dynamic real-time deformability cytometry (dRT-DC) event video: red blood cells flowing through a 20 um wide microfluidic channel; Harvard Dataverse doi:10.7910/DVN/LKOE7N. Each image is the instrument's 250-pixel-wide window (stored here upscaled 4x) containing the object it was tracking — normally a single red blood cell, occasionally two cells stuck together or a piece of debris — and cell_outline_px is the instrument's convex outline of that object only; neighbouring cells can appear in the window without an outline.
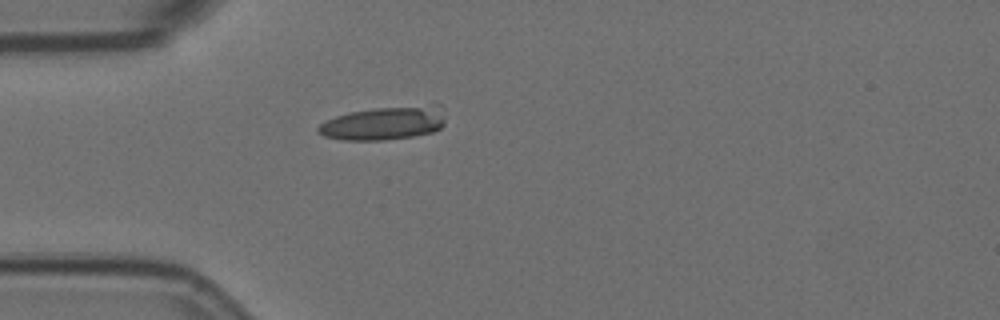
{"species": "Egyptian fruit bat (a non-hibernating species)", "species_latin": "Rousettus aegyptiacus", "temperature_condition": "room temperature", "stored_images_in_passage": 1, "camera_frame_rate_fps": 3000, "um_per_image_px": 0.085, "animal": {"sex": "female"}, "frame": {"image": 1, "passage_image": 1, "time_ms": 0.0, "image_size_px": [1000, 320], "cell_outline_px": [[444, 124], [440, 128], [432, 132], [412, 136], [384, 140], [344, 140], [324, 136], [316, 132], [316, 128], [320, 124], [336, 116], [352, 112], [376, 108], [440, 104], [444, 116]], "centroid_in_image_um": [32.65, 10.47], "position_along_channel_um": 52.4, "area_um2": 24.62}}